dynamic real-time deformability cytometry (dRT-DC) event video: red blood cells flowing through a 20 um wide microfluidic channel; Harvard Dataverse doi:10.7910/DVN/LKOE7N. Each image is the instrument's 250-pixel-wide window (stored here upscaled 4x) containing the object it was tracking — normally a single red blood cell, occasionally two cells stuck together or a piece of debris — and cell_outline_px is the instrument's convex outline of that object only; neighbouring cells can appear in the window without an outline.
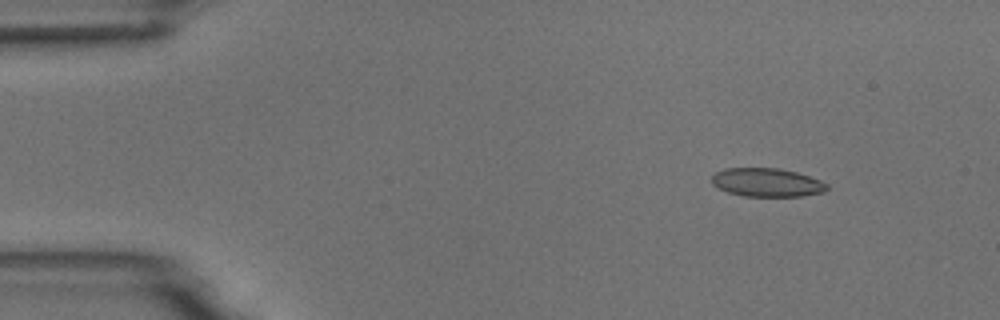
{"species": "common noctule bat (a hibernating species)", "species_latin": "Nyctalus noctula", "temperature_condition": "room temperature", "stored_images_in_passage": 3, "camera_frame_rate_fps": 3000, "um_per_image_px": 0.085, "animal": {"sex": "male", "body_mass_g": 18.8}, "frame": {"image": 1, "passage_image": 1, "time_ms": 0.0, "image_size_px": [1000, 320], "cell_outline_px": [[828, 188], [824, 192], [800, 196], [744, 196], [728, 192], [712, 184], [712, 176], [716, 172], [724, 168], [776, 168], [796, 172], [820, 180], [828, 184]], "centroid_in_image_um": [65.19, 15.51], "position_along_channel_um": 19.8, "area_um2": 19.02}}
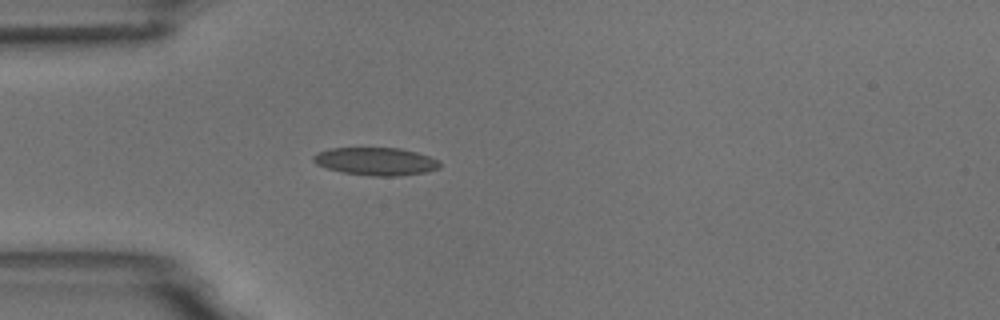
{"frame": {"image": 2, "passage_image": 3, "time_ms": 3.0, "image_size_px": [1000, 320], "cell_outline_px": [[440, 168], [428, 172], [400, 176], [372, 176], [340, 172], [316, 164], [312, 160], [312, 156], [316, 152], [332, 148], [400, 148], [416, 152], [440, 160]], "centroid_in_image_um": [31.96, 13.72], "position_along_channel_um": 53.0, "area_um2": 20.69}}